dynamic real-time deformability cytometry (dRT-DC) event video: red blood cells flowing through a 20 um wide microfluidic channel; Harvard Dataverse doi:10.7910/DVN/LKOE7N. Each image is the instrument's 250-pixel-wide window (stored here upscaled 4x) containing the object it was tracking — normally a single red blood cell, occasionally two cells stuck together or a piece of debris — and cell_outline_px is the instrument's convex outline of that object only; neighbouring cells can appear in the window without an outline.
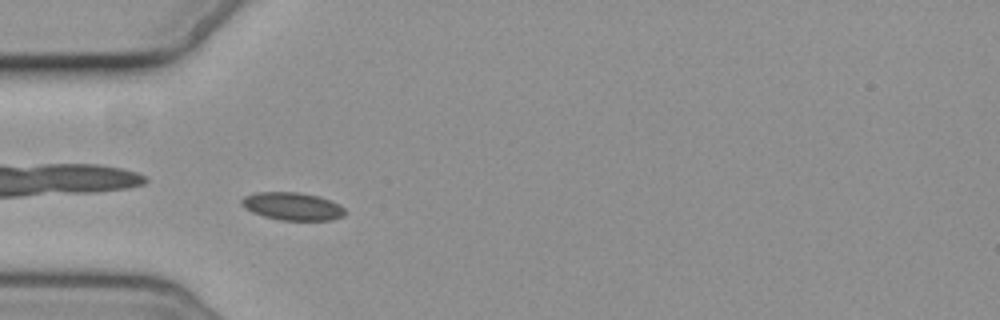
{"species": "common noctule bat (a hibernating species)", "species_latin": "Nyctalus noctula", "temperature_condition": "cold", "stored_images_in_passage": 4, "camera_frame_rate_fps": 3000, "um_per_image_px": 0.085, "animal": {"sex": "female", "body_mass_g": 19.3, "forearm_length_mm": 54.1}, "frame": {"image": 1, "passage_image": 3, "time_ms": 2.333, "image_size_px": [1000, 320], "cell_outline_px": [[348, 212], [344, 216], [332, 220], [280, 220], [264, 216], [252, 212], [244, 208], [240, 204], [240, 200], [244, 196], [256, 192], [296, 192], [320, 196], [332, 200], [340, 204]], "centroid_in_image_um": [24.88, 17.53], "position_along_channel_um": 60.1, "area_um2": 17.05}}
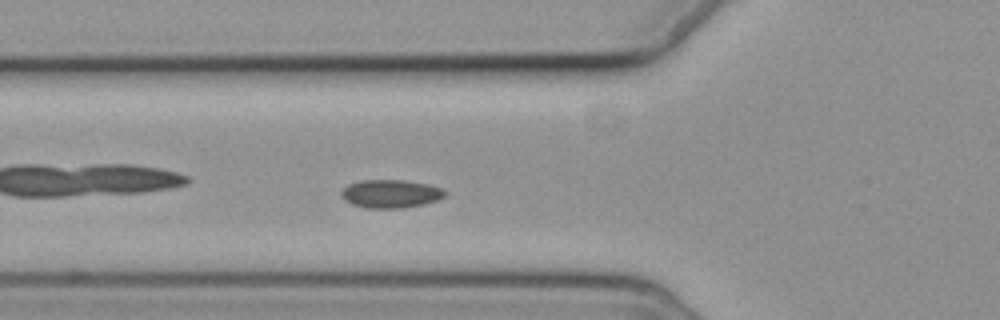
{"frame": {"image": 2, "passage_image": 4, "time_ms": 3.333, "image_size_px": [1000, 320], "cell_outline_px": [[444, 196], [436, 200], [424, 204], [400, 208], [368, 208], [352, 204], [344, 200], [340, 192], [348, 184], [360, 180], [404, 180], [428, 184], [440, 188], [444, 192]], "centroid_in_image_um": [33.16, 16.46], "position_along_channel_um": 92.6, "area_um2": 16.88}}